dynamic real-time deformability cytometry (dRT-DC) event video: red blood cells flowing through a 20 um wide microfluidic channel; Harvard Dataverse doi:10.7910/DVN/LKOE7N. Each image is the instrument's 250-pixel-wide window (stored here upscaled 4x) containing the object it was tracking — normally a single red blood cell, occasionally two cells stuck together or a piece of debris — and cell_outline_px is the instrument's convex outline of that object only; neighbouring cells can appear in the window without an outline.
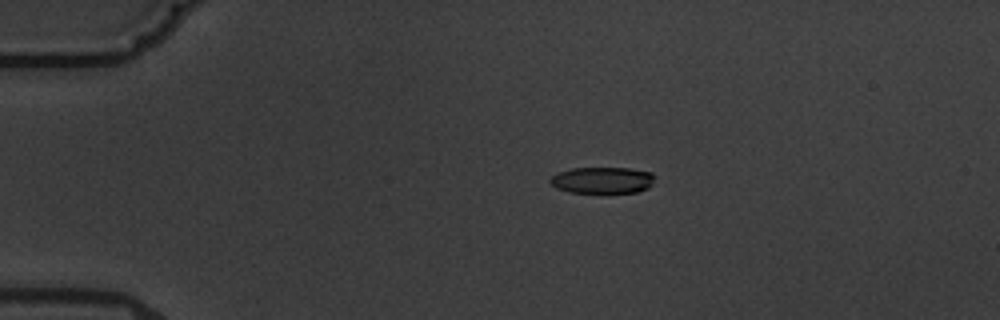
{"species": "common noctule bat (a hibernating species)", "species_latin": "Nyctalus noctula", "temperature_condition": "warm", "stored_images_in_passage": 5, "camera_frame_rate_fps": 3000, "um_per_image_px": 0.085, "animal": {"sex": "male", "body_mass_g": 19.5, "forearm_length_mm": 54.6}, "frame": {"image": 1, "passage_image": 2, "time_ms": 1.333, "image_size_px": [1000, 320], "cell_outline_px": [[656, 176], [652, 184], [648, 188], [636, 192], [604, 196], [568, 192], [556, 188], [548, 180], [556, 172], [572, 168], [628, 168], [652, 172]], "centroid_in_image_um": [51.2, 15.37], "position_along_channel_um": 33.8, "area_um2": 17.17}}
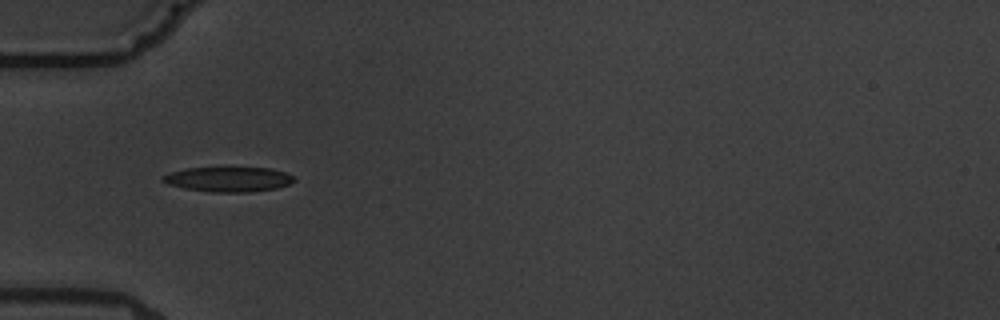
{"frame": {"image": 2, "passage_image": 4, "time_ms": 3.667, "image_size_px": [1000, 320], "cell_outline_px": [[296, 180], [288, 184], [276, 188], [248, 192], [212, 192], [184, 188], [168, 184], [160, 180], [160, 176], [172, 172], [188, 168], [220, 164], [224, 164], [268, 168], [284, 172], [292, 176]], "centroid_in_image_um": [19.37, 15.18], "position_along_channel_um": 65.6, "area_um2": 20.0}}
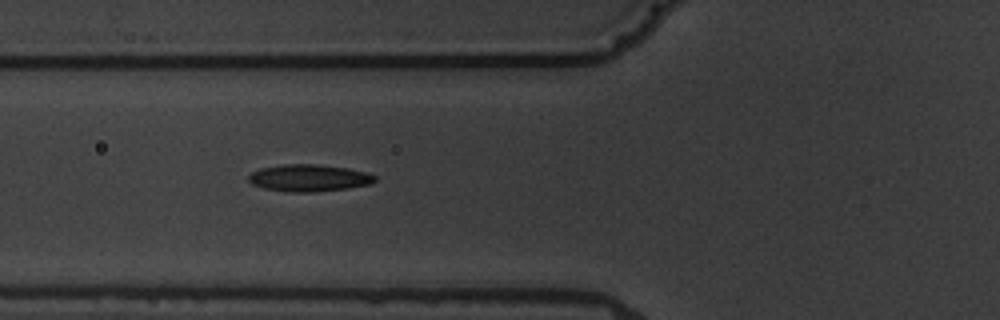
{"frame": {"image": 3, "passage_image": 5, "time_ms": 4.667, "image_size_px": [1000, 320], "cell_outline_px": [[376, 180], [368, 184], [348, 188], [312, 192], [292, 192], [264, 188], [252, 184], [248, 180], [248, 176], [252, 172], [260, 168], [284, 164], [316, 164], [348, 168], [364, 172], [376, 176]], "centroid_in_image_um": [26.23, 15.12], "position_along_channel_um": 99.6, "area_um2": 19.71}}